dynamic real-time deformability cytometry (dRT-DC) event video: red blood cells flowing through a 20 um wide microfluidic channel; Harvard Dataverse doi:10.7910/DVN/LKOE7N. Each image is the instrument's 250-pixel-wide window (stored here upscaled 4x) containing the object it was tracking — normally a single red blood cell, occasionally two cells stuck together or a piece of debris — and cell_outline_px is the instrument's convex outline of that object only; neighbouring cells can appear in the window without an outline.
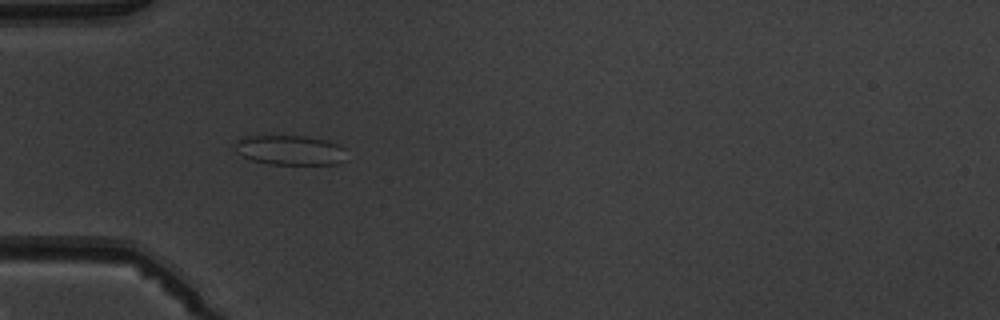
{"species": "common noctule bat (a hibernating species)", "species_latin": "Nyctalus noctula", "temperature_condition": "warm", "stored_images_in_passage": 3, "camera_frame_rate_fps": 3000, "um_per_image_px": 0.085, "animal": {"sex": "male", "body_mass_g": 19.5, "forearm_length_mm": 54.6}, "frame": {"image": 1, "passage_image": 2, "time_ms": 1.333, "image_size_px": [1000, 320], "cell_outline_px": [[344, 160], [336, 164], [268, 164], [252, 160], [236, 152], [232, 144], [248, 136], [304, 136], [328, 140], [340, 144], [344, 148]], "centroid_in_image_um": [24.66, 12.76], "position_along_channel_um": 60.3, "area_um2": 19.31}}
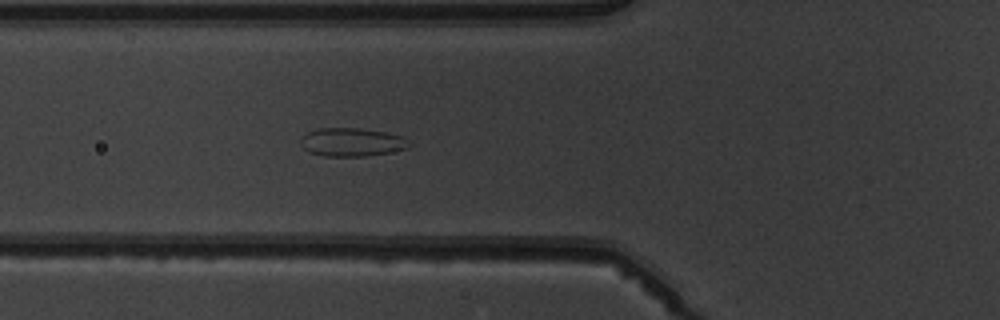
{"frame": {"image": 2, "passage_image": 3, "time_ms": 2.333, "image_size_px": [1000, 320], "cell_outline_px": [[412, 144], [408, 148], [388, 152], [364, 156], [324, 156], [312, 152], [304, 148], [300, 144], [300, 140], [308, 132], [320, 128], [360, 128], [384, 132], [404, 136]], "centroid_in_image_um": [29.94, 12.07], "position_along_channel_um": 95.9, "area_um2": 17.8}}